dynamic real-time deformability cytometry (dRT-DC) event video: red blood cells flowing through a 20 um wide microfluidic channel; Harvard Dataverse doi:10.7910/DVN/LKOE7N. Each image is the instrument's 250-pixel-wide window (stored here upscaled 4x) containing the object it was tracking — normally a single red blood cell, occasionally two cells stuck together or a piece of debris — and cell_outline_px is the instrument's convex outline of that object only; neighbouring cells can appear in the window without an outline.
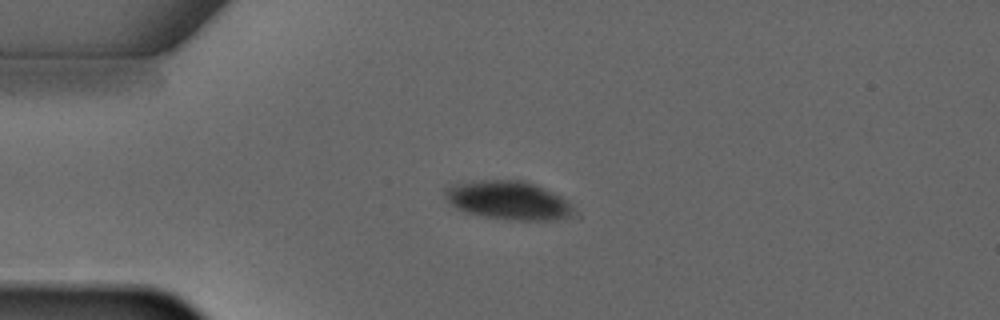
{"species": "common noctule bat (a hibernating species)", "species_latin": "Nyctalus noctula", "temperature_condition": "warm", "stored_images_in_passage": 7, "camera_frame_rate_fps": 3000, "um_per_image_px": 0.085, "animal": {"sex": "male", "forearm_length_mm": 52.5}, "frame": {"image": 1, "passage_image": 4, "time_ms": 3.667, "image_size_px": [1000, 320], "cell_outline_px": [[572, 212], [568, 216], [556, 220], [512, 220], [484, 216], [468, 212], [456, 208], [444, 196], [444, 188], [448, 184], [460, 180], [524, 180], [536, 184], [560, 196], [572, 204]], "centroid_in_image_um": [43.13, 16.99], "position_along_channel_um": 41.9, "area_um2": 29.13}}
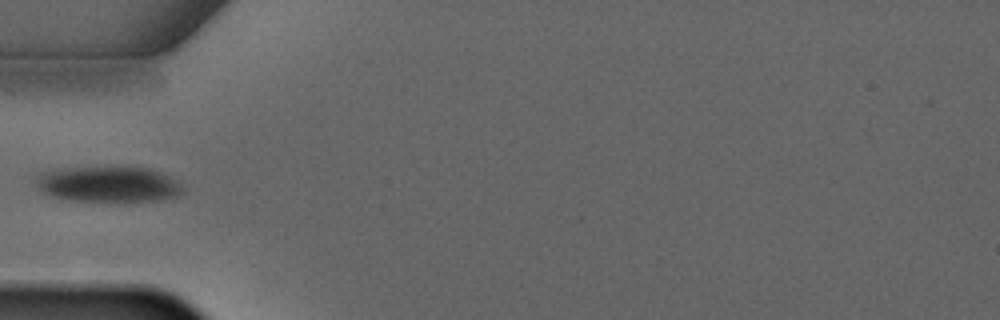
{"frame": {"image": 2, "passage_image": 5, "time_ms": 5.0, "image_size_px": [1000, 320], "cell_outline_px": [[180, 192], [176, 196], [152, 200], [72, 200], [52, 196], [44, 192], [40, 188], [36, 180], [36, 176], [40, 172], [60, 168], [152, 168], [168, 176], [180, 184]], "centroid_in_image_um": [9.15, 15.64], "position_along_channel_um": 75.9, "area_um2": 29.42}}